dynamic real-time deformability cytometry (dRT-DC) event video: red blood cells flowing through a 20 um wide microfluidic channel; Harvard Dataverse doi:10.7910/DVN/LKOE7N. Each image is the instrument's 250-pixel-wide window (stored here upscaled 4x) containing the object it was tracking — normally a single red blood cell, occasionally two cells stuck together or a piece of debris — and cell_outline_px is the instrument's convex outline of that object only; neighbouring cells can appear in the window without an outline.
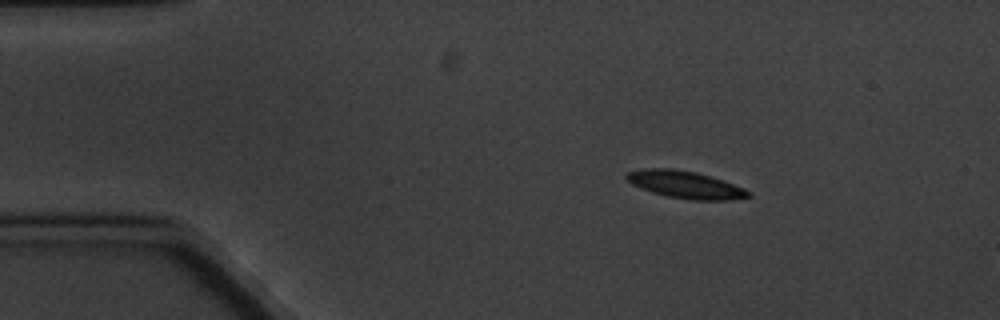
{"species": "common noctule bat (a hibernating species)", "species_latin": "Nyctalus noctula", "temperature_condition": "cold", "stored_images_in_passage": 4, "camera_frame_rate_fps": 3000, "um_per_image_px": 0.085, "animal": {"sex": "male", "body_mass_g": 20.1, "forearm_length_mm": 53.5}, "frame": {"image": 1, "passage_image": 1, "time_ms": 0.0, "image_size_px": [1000, 320], "cell_outline_px": [[752, 196], [728, 200], [692, 200], [668, 196], [652, 192], [632, 184], [624, 176], [628, 172], [648, 168], [672, 168], [696, 172], [744, 188], [752, 192]], "centroid_in_image_um": [58.26, 15.7], "position_along_channel_um": 26.7, "area_um2": 19.07}}